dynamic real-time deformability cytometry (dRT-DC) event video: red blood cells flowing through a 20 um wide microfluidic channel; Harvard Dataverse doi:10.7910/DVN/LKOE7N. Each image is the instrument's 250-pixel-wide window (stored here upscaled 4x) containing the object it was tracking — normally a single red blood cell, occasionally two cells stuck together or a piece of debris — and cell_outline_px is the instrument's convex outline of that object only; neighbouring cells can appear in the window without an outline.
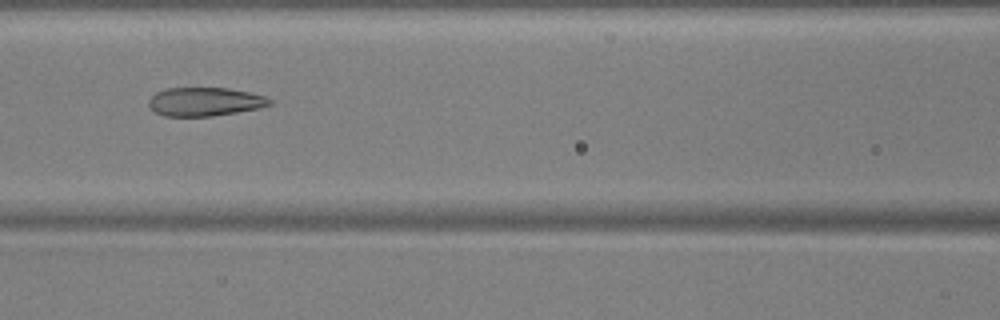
{"species": "common noctule bat (a hibernating species)", "species_latin": "Nyctalus noctula", "temperature_condition": "warm", "stored_images_in_passage": 42, "camera_frame_rate_fps": 3000, "um_per_image_px": 0.085, "animal": {"sex": "male", "body_mass_g": 17.9, "forearm_length_mm": 54.2}, "frame": {"image": 1, "passage_image": 18, "time_ms": 5.667, "image_size_px": [1000, 320], "cell_outline_px": [[272, 104], [260, 108], [212, 116], [164, 116], [156, 112], [148, 104], [148, 100], [156, 92], [168, 88], [228, 88], [248, 92], [264, 96], [272, 100]], "centroid_in_image_um": [17.42, 8.64], "position_along_channel_um": 149.2, "area_um2": 20.06}}
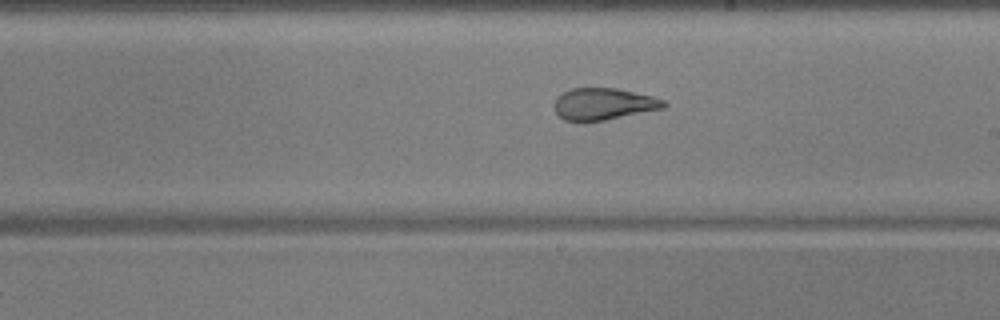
{"frame": {"image": 2, "passage_image": 25, "time_ms": 8.0, "image_size_px": [1000, 320], "cell_outline_px": [[668, 104], [664, 108], [604, 120], [564, 120], [552, 108], [552, 104], [556, 96], [560, 92], [572, 88], [616, 88], [652, 96], [664, 100]], "centroid_in_image_um": [51.25, 8.82], "position_along_channel_um": 237.7, "area_um2": 20.29}}
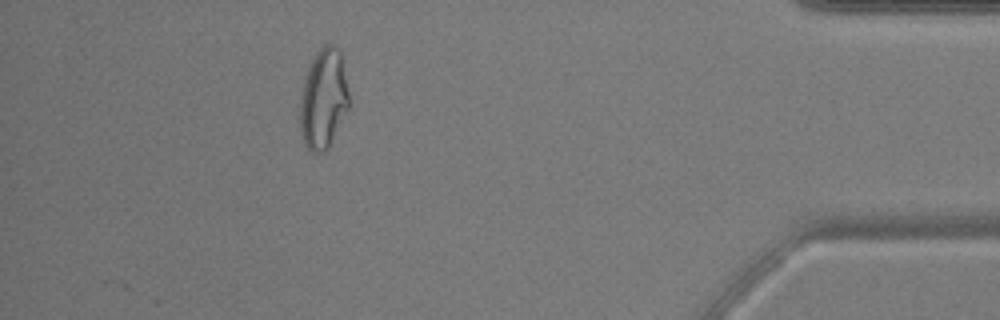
{"frame": {"image": 3, "passage_image": 42, "time_ms": 13.667, "image_size_px": [1000, 320], "cell_outline_px": [[348, 108], [328, 148], [324, 152], [312, 152], [304, 144], [300, 132], [300, 104], [304, 80], [308, 68], [316, 52], [324, 44], [336, 44], [340, 52], [348, 92]], "centroid_in_image_um": [27.48, 8.41], "position_along_channel_um": 407.7, "area_um2": 28.15}, "authors_computed_cell_mechanics": {"area_um2": 20.7502, "velocity_mm_per_s": 3.8044, "shape_relaxation_time_tau1_ms": null, "shape_relaxation_time_tau2_ms": 1.3198, "deformation_change_tau1": null, "deformation_change_tau2": 0.0772}}